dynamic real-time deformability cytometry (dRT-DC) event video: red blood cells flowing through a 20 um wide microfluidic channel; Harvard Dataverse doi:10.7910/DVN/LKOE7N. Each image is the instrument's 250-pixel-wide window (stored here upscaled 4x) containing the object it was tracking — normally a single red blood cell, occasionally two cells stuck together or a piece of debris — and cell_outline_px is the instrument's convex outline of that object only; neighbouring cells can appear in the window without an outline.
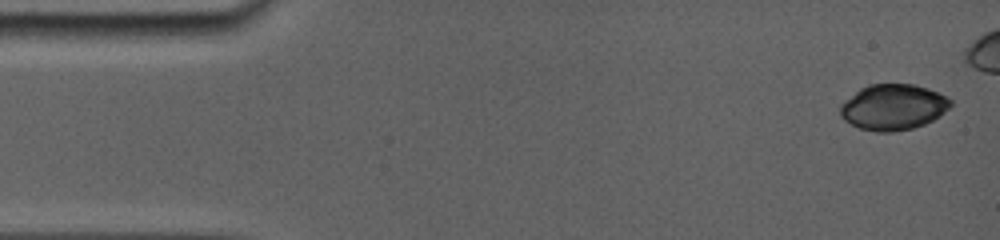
{"species": "common noctule bat (a hibernating species)", "species_latin": "Nyctalus noctula", "temperature_condition": "room temperature", "stored_images_in_passage": 26, "camera_frame_rate_fps": 5000, "um_per_image_px": 0.085, "animal": {"sex": "female", "body_mass_g": 19.0, "forearm_length_mm": 56.7}, "frame": {"image": 1, "passage_image": 1, "time_ms": 0.0, "image_size_px": [1000, 240], "cell_outline_px": [[952, 104], [940, 116], [924, 124], [912, 128], [892, 132], [876, 132], [860, 128], [844, 120], [840, 116], [840, 104], [844, 100], [860, 88], [868, 84], [912, 84], [928, 88], [948, 96], [952, 100]], "centroid_in_image_um": [75.92, 9.09], "position_along_channel_um": 9.1, "area_um2": 29.59}}
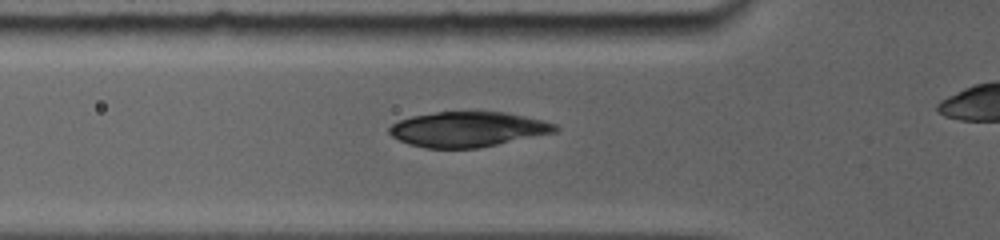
{"frame": {"image": 2, "passage_image": 9, "time_ms": 5.0, "image_size_px": [1000, 240], "cell_outline_px": [[560, 128], [556, 132], [476, 148], [424, 148], [408, 144], [392, 136], [388, 132], [388, 128], [392, 124], [400, 120], [412, 116], [436, 112], [504, 112], [544, 120], [556, 124]], "centroid_in_image_um": [39.75, 10.99], "position_along_channel_um": 86.0, "area_um2": 33.76}}